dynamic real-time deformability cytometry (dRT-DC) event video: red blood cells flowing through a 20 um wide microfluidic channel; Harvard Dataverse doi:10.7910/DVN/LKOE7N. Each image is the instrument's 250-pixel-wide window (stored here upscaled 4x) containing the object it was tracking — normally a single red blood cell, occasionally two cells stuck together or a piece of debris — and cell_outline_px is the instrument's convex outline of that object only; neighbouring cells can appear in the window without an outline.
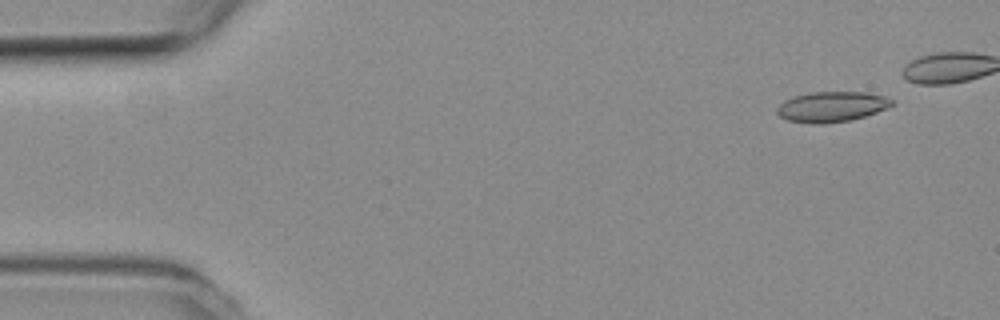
{"species": "common noctule bat (a hibernating species)", "species_latin": "Nyctalus noctula", "temperature_condition": "room temperature", "stored_images_in_passage": 10, "camera_frame_rate_fps": 3000, "um_per_image_px": 0.085, "animal": {"sex": "female", "body_mass_g": 19.3, "forearm_length_mm": 54.1}, "frame": {"image": 1, "passage_image": 2, "time_ms": 0.333, "image_size_px": [1000, 320], "cell_outline_px": [[892, 104], [888, 108], [864, 116], [848, 120], [820, 124], [812, 124], [788, 120], [780, 116], [776, 112], [776, 108], [784, 100], [792, 96], [808, 92], [864, 92], [884, 96], [892, 100]], "centroid_in_image_um": [70.64, 9.06], "position_along_channel_um": 14.4, "area_um2": 20.23}}